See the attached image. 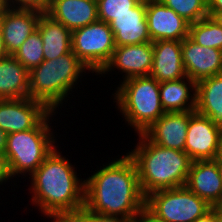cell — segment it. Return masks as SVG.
Returning a JSON list of instances; mask_svg holds the SVG:
<instances>
[{
	"label": "cell",
	"instance_id": "cell-33",
	"mask_svg": "<svg viewBox=\"0 0 222 222\" xmlns=\"http://www.w3.org/2000/svg\"><path fill=\"white\" fill-rule=\"evenodd\" d=\"M194 222H215V207H212L203 216L197 218Z\"/></svg>",
	"mask_w": 222,
	"mask_h": 222
},
{
	"label": "cell",
	"instance_id": "cell-17",
	"mask_svg": "<svg viewBox=\"0 0 222 222\" xmlns=\"http://www.w3.org/2000/svg\"><path fill=\"white\" fill-rule=\"evenodd\" d=\"M110 27L116 46L152 42L146 20V0H140L131 12L117 16Z\"/></svg>",
	"mask_w": 222,
	"mask_h": 222
},
{
	"label": "cell",
	"instance_id": "cell-40",
	"mask_svg": "<svg viewBox=\"0 0 222 222\" xmlns=\"http://www.w3.org/2000/svg\"><path fill=\"white\" fill-rule=\"evenodd\" d=\"M215 222H222V212L215 207Z\"/></svg>",
	"mask_w": 222,
	"mask_h": 222
},
{
	"label": "cell",
	"instance_id": "cell-18",
	"mask_svg": "<svg viewBox=\"0 0 222 222\" xmlns=\"http://www.w3.org/2000/svg\"><path fill=\"white\" fill-rule=\"evenodd\" d=\"M150 76L159 83L187 77L182 61L181 41L158 40L153 42V65Z\"/></svg>",
	"mask_w": 222,
	"mask_h": 222
},
{
	"label": "cell",
	"instance_id": "cell-10",
	"mask_svg": "<svg viewBox=\"0 0 222 222\" xmlns=\"http://www.w3.org/2000/svg\"><path fill=\"white\" fill-rule=\"evenodd\" d=\"M50 110L40 101L0 99V128L7 134L33 129Z\"/></svg>",
	"mask_w": 222,
	"mask_h": 222
},
{
	"label": "cell",
	"instance_id": "cell-2",
	"mask_svg": "<svg viewBox=\"0 0 222 222\" xmlns=\"http://www.w3.org/2000/svg\"><path fill=\"white\" fill-rule=\"evenodd\" d=\"M60 151H53L30 176L32 202L43 215L76 210L85 204V180L79 179L75 167Z\"/></svg>",
	"mask_w": 222,
	"mask_h": 222
},
{
	"label": "cell",
	"instance_id": "cell-35",
	"mask_svg": "<svg viewBox=\"0 0 222 222\" xmlns=\"http://www.w3.org/2000/svg\"><path fill=\"white\" fill-rule=\"evenodd\" d=\"M7 133L0 128V153H5L7 145Z\"/></svg>",
	"mask_w": 222,
	"mask_h": 222
},
{
	"label": "cell",
	"instance_id": "cell-11",
	"mask_svg": "<svg viewBox=\"0 0 222 222\" xmlns=\"http://www.w3.org/2000/svg\"><path fill=\"white\" fill-rule=\"evenodd\" d=\"M146 20L152 42L182 41L189 35L190 23L159 0H146Z\"/></svg>",
	"mask_w": 222,
	"mask_h": 222
},
{
	"label": "cell",
	"instance_id": "cell-1",
	"mask_svg": "<svg viewBox=\"0 0 222 222\" xmlns=\"http://www.w3.org/2000/svg\"><path fill=\"white\" fill-rule=\"evenodd\" d=\"M144 205L137 169L127 153L85 179L84 206L94 214L133 222Z\"/></svg>",
	"mask_w": 222,
	"mask_h": 222
},
{
	"label": "cell",
	"instance_id": "cell-3",
	"mask_svg": "<svg viewBox=\"0 0 222 222\" xmlns=\"http://www.w3.org/2000/svg\"><path fill=\"white\" fill-rule=\"evenodd\" d=\"M138 135V144L127 154L135 163L143 195L185 186L192 163L188 154L161 147L143 134Z\"/></svg>",
	"mask_w": 222,
	"mask_h": 222
},
{
	"label": "cell",
	"instance_id": "cell-41",
	"mask_svg": "<svg viewBox=\"0 0 222 222\" xmlns=\"http://www.w3.org/2000/svg\"><path fill=\"white\" fill-rule=\"evenodd\" d=\"M218 170H219V173H220V177L222 179V163H218Z\"/></svg>",
	"mask_w": 222,
	"mask_h": 222
},
{
	"label": "cell",
	"instance_id": "cell-37",
	"mask_svg": "<svg viewBox=\"0 0 222 222\" xmlns=\"http://www.w3.org/2000/svg\"><path fill=\"white\" fill-rule=\"evenodd\" d=\"M7 55L8 54L4 46V42L2 38V31H1V26H0V59L6 57Z\"/></svg>",
	"mask_w": 222,
	"mask_h": 222
},
{
	"label": "cell",
	"instance_id": "cell-34",
	"mask_svg": "<svg viewBox=\"0 0 222 222\" xmlns=\"http://www.w3.org/2000/svg\"><path fill=\"white\" fill-rule=\"evenodd\" d=\"M208 12H222V0H208Z\"/></svg>",
	"mask_w": 222,
	"mask_h": 222
},
{
	"label": "cell",
	"instance_id": "cell-6",
	"mask_svg": "<svg viewBox=\"0 0 222 222\" xmlns=\"http://www.w3.org/2000/svg\"><path fill=\"white\" fill-rule=\"evenodd\" d=\"M55 113L50 111L33 129L7 135L4 154L12 178L27 173L31 176L56 147L49 125Z\"/></svg>",
	"mask_w": 222,
	"mask_h": 222
},
{
	"label": "cell",
	"instance_id": "cell-24",
	"mask_svg": "<svg viewBox=\"0 0 222 222\" xmlns=\"http://www.w3.org/2000/svg\"><path fill=\"white\" fill-rule=\"evenodd\" d=\"M188 37L198 45L222 50V27L210 16L190 24Z\"/></svg>",
	"mask_w": 222,
	"mask_h": 222
},
{
	"label": "cell",
	"instance_id": "cell-5",
	"mask_svg": "<svg viewBox=\"0 0 222 222\" xmlns=\"http://www.w3.org/2000/svg\"><path fill=\"white\" fill-rule=\"evenodd\" d=\"M118 86L114 100L137 134H142L165 113L159 95L160 83L152 76L128 78Z\"/></svg>",
	"mask_w": 222,
	"mask_h": 222
},
{
	"label": "cell",
	"instance_id": "cell-31",
	"mask_svg": "<svg viewBox=\"0 0 222 222\" xmlns=\"http://www.w3.org/2000/svg\"><path fill=\"white\" fill-rule=\"evenodd\" d=\"M88 222H131L118 216H106L101 214H94L88 210Z\"/></svg>",
	"mask_w": 222,
	"mask_h": 222
},
{
	"label": "cell",
	"instance_id": "cell-20",
	"mask_svg": "<svg viewBox=\"0 0 222 222\" xmlns=\"http://www.w3.org/2000/svg\"><path fill=\"white\" fill-rule=\"evenodd\" d=\"M196 88L197 83L188 77L175 81L161 82L159 95L164 111H195L197 92ZM190 92H192L193 94Z\"/></svg>",
	"mask_w": 222,
	"mask_h": 222
},
{
	"label": "cell",
	"instance_id": "cell-15",
	"mask_svg": "<svg viewBox=\"0 0 222 222\" xmlns=\"http://www.w3.org/2000/svg\"><path fill=\"white\" fill-rule=\"evenodd\" d=\"M185 186L210 206L222 201V179L216 160L192 161Z\"/></svg>",
	"mask_w": 222,
	"mask_h": 222
},
{
	"label": "cell",
	"instance_id": "cell-29",
	"mask_svg": "<svg viewBox=\"0 0 222 222\" xmlns=\"http://www.w3.org/2000/svg\"><path fill=\"white\" fill-rule=\"evenodd\" d=\"M7 6L13 9L35 10L47 13L51 0H6Z\"/></svg>",
	"mask_w": 222,
	"mask_h": 222
},
{
	"label": "cell",
	"instance_id": "cell-36",
	"mask_svg": "<svg viewBox=\"0 0 222 222\" xmlns=\"http://www.w3.org/2000/svg\"><path fill=\"white\" fill-rule=\"evenodd\" d=\"M208 15L213 18L220 27H222V12H208Z\"/></svg>",
	"mask_w": 222,
	"mask_h": 222
},
{
	"label": "cell",
	"instance_id": "cell-28",
	"mask_svg": "<svg viewBox=\"0 0 222 222\" xmlns=\"http://www.w3.org/2000/svg\"><path fill=\"white\" fill-rule=\"evenodd\" d=\"M47 217L52 218L51 222H88V209L83 206L76 210L51 213Z\"/></svg>",
	"mask_w": 222,
	"mask_h": 222
},
{
	"label": "cell",
	"instance_id": "cell-27",
	"mask_svg": "<svg viewBox=\"0 0 222 222\" xmlns=\"http://www.w3.org/2000/svg\"><path fill=\"white\" fill-rule=\"evenodd\" d=\"M140 0H97L98 20L110 24L117 16L131 12Z\"/></svg>",
	"mask_w": 222,
	"mask_h": 222
},
{
	"label": "cell",
	"instance_id": "cell-13",
	"mask_svg": "<svg viewBox=\"0 0 222 222\" xmlns=\"http://www.w3.org/2000/svg\"><path fill=\"white\" fill-rule=\"evenodd\" d=\"M182 61L188 78L196 83L222 74V50L196 44L189 37L181 41Z\"/></svg>",
	"mask_w": 222,
	"mask_h": 222
},
{
	"label": "cell",
	"instance_id": "cell-39",
	"mask_svg": "<svg viewBox=\"0 0 222 222\" xmlns=\"http://www.w3.org/2000/svg\"><path fill=\"white\" fill-rule=\"evenodd\" d=\"M8 8L6 0H0V18L4 14L5 10Z\"/></svg>",
	"mask_w": 222,
	"mask_h": 222
},
{
	"label": "cell",
	"instance_id": "cell-19",
	"mask_svg": "<svg viewBox=\"0 0 222 222\" xmlns=\"http://www.w3.org/2000/svg\"><path fill=\"white\" fill-rule=\"evenodd\" d=\"M47 14L72 32L98 21L97 0H51Z\"/></svg>",
	"mask_w": 222,
	"mask_h": 222
},
{
	"label": "cell",
	"instance_id": "cell-42",
	"mask_svg": "<svg viewBox=\"0 0 222 222\" xmlns=\"http://www.w3.org/2000/svg\"><path fill=\"white\" fill-rule=\"evenodd\" d=\"M217 208L222 212V201H221V203L217 206Z\"/></svg>",
	"mask_w": 222,
	"mask_h": 222
},
{
	"label": "cell",
	"instance_id": "cell-21",
	"mask_svg": "<svg viewBox=\"0 0 222 222\" xmlns=\"http://www.w3.org/2000/svg\"><path fill=\"white\" fill-rule=\"evenodd\" d=\"M37 30L43 41L44 60L56 59L72 51V32L47 13H42Z\"/></svg>",
	"mask_w": 222,
	"mask_h": 222
},
{
	"label": "cell",
	"instance_id": "cell-22",
	"mask_svg": "<svg viewBox=\"0 0 222 222\" xmlns=\"http://www.w3.org/2000/svg\"><path fill=\"white\" fill-rule=\"evenodd\" d=\"M29 97V71L13 56L0 59V99Z\"/></svg>",
	"mask_w": 222,
	"mask_h": 222
},
{
	"label": "cell",
	"instance_id": "cell-12",
	"mask_svg": "<svg viewBox=\"0 0 222 222\" xmlns=\"http://www.w3.org/2000/svg\"><path fill=\"white\" fill-rule=\"evenodd\" d=\"M153 65V42L116 46L110 61L99 75L107 74L112 69L125 73L123 80L150 75Z\"/></svg>",
	"mask_w": 222,
	"mask_h": 222
},
{
	"label": "cell",
	"instance_id": "cell-8",
	"mask_svg": "<svg viewBox=\"0 0 222 222\" xmlns=\"http://www.w3.org/2000/svg\"><path fill=\"white\" fill-rule=\"evenodd\" d=\"M71 45L72 51L95 75L110 61L116 48L110 24L99 20L72 31Z\"/></svg>",
	"mask_w": 222,
	"mask_h": 222
},
{
	"label": "cell",
	"instance_id": "cell-25",
	"mask_svg": "<svg viewBox=\"0 0 222 222\" xmlns=\"http://www.w3.org/2000/svg\"><path fill=\"white\" fill-rule=\"evenodd\" d=\"M12 55L28 71L37 67L44 61L43 41L40 32L34 31Z\"/></svg>",
	"mask_w": 222,
	"mask_h": 222
},
{
	"label": "cell",
	"instance_id": "cell-16",
	"mask_svg": "<svg viewBox=\"0 0 222 222\" xmlns=\"http://www.w3.org/2000/svg\"><path fill=\"white\" fill-rule=\"evenodd\" d=\"M42 13L35 10L8 7L0 18L5 49L12 55L37 30Z\"/></svg>",
	"mask_w": 222,
	"mask_h": 222
},
{
	"label": "cell",
	"instance_id": "cell-9",
	"mask_svg": "<svg viewBox=\"0 0 222 222\" xmlns=\"http://www.w3.org/2000/svg\"><path fill=\"white\" fill-rule=\"evenodd\" d=\"M221 133L222 127L195 112L189 119L184 151L192 161L215 160Z\"/></svg>",
	"mask_w": 222,
	"mask_h": 222
},
{
	"label": "cell",
	"instance_id": "cell-30",
	"mask_svg": "<svg viewBox=\"0 0 222 222\" xmlns=\"http://www.w3.org/2000/svg\"><path fill=\"white\" fill-rule=\"evenodd\" d=\"M133 222H165L163 219L156 216L145 205L140 209L139 213L135 216Z\"/></svg>",
	"mask_w": 222,
	"mask_h": 222
},
{
	"label": "cell",
	"instance_id": "cell-38",
	"mask_svg": "<svg viewBox=\"0 0 222 222\" xmlns=\"http://www.w3.org/2000/svg\"><path fill=\"white\" fill-rule=\"evenodd\" d=\"M215 160L217 161V163H222V133H221V137H220V143H219L217 157Z\"/></svg>",
	"mask_w": 222,
	"mask_h": 222
},
{
	"label": "cell",
	"instance_id": "cell-7",
	"mask_svg": "<svg viewBox=\"0 0 222 222\" xmlns=\"http://www.w3.org/2000/svg\"><path fill=\"white\" fill-rule=\"evenodd\" d=\"M145 206L165 222H194L212 208L186 186L151 192Z\"/></svg>",
	"mask_w": 222,
	"mask_h": 222
},
{
	"label": "cell",
	"instance_id": "cell-26",
	"mask_svg": "<svg viewBox=\"0 0 222 222\" xmlns=\"http://www.w3.org/2000/svg\"><path fill=\"white\" fill-rule=\"evenodd\" d=\"M190 24L208 17V0H159Z\"/></svg>",
	"mask_w": 222,
	"mask_h": 222
},
{
	"label": "cell",
	"instance_id": "cell-32",
	"mask_svg": "<svg viewBox=\"0 0 222 222\" xmlns=\"http://www.w3.org/2000/svg\"><path fill=\"white\" fill-rule=\"evenodd\" d=\"M10 178L12 179V176L9 171L6 155L0 153V184L2 185L3 182H7Z\"/></svg>",
	"mask_w": 222,
	"mask_h": 222
},
{
	"label": "cell",
	"instance_id": "cell-4",
	"mask_svg": "<svg viewBox=\"0 0 222 222\" xmlns=\"http://www.w3.org/2000/svg\"><path fill=\"white\" fill-rule=\"evenodd\" d=\"M86 70L90 72L73 51L56 59L44 60L29 71V98L42 102L55 112L63 100L69 98L70 91Z\"/></svg>",
	"mask_w": 222,
	"mask_h": 222
},
{
	"label": "cell",
	"instance_id": "cell-23",
	"mask_svg": "<svg viewBox=\"0 0 222 222\" xmlns=\"http://www.w3.org/2000/svg\"><path fill=\"white\" fill-rule=\"evenodd\" d=\"M196 112L222 127V74L197 82Z\"/></svg>",
	"mask_w": 222,
	"mask_h": 222
},
{
	"label": "cell",
	"instance_id": "cell-14",
	"mask_svg": "<svg viewBox=\"0 0 222 222\" xmlns=\"http://www.w3.org/2000/svg\"><path fill=\"white\" fill-rule=\"evenodd\" d=\"M195 112H165L142 134L161 147L184 151L189 119Z\"/></svg>",
	"mask_w": 222,
	"mask_h": 222
}]
</instances>
